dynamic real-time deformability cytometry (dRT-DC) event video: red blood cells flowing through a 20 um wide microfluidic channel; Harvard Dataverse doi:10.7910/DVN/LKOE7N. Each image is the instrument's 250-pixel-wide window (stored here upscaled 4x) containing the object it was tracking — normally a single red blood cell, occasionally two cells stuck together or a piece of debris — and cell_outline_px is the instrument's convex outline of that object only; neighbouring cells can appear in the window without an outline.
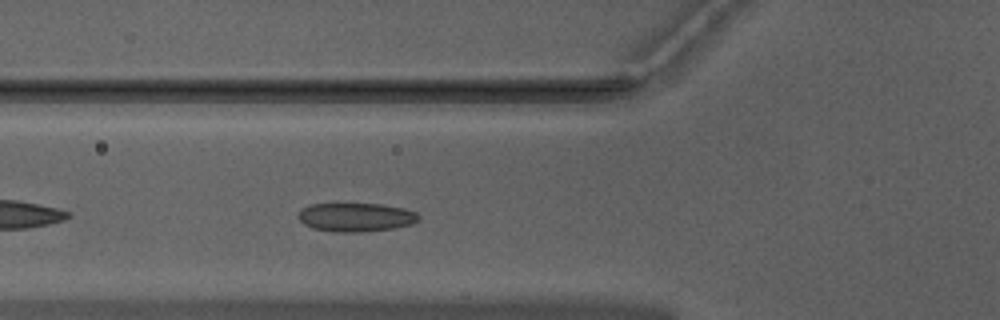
{"species": "Egyptian fruit bat (a non-hibernating species)", "species_latin": "Rousettus aegyptiacus", "temperature_condition": "warm", "stored_images_in_passage": 39, "camera_frame_rate_fps": 3000, "um_per_image_px": 0.085, "animal": {"sex": "male"}, "frame": {"image": 1, "passage_image": 5, "time_ms": 1.333, "image_size_px": [1000, 320], "cell_outline_px": [[420, 220], [412, 224], [396, 228], [364, 232], [336, 232], [312, 228], [304, 224], [296, 216], [300, 208], [308, 204], [384, 204], [404, 208], [416, 212], [420, 216]], "centroid_in_image_um": [30.25, 18.46], "position_along_channel_um": 95.5, "area_um2": 20.52}}
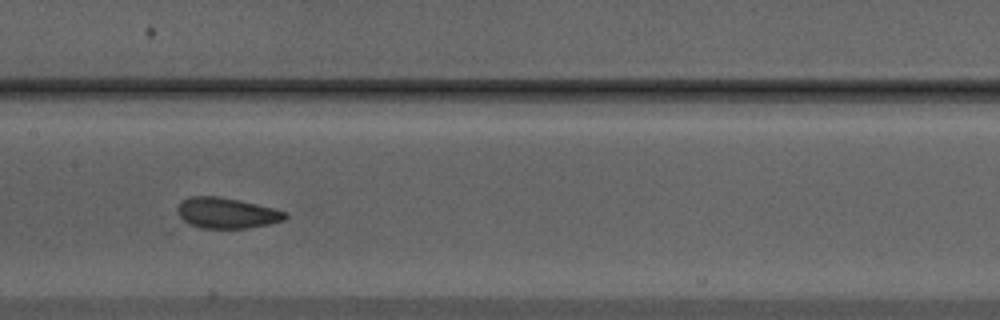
{"frame": {"image": 2, "passage_image": 12, "time_ms": 3.667, "image_size_px": [1000, 320], "cell_outline_px": [[288, 216], [284, 220], [268, 224], [248, 228], [200, 228], [188, 224], [180, 216], [176, 208], [188, 196], [216, 196], [240, 200], [276, 208], [288, 212]], "centroid_in_image_um": [19.3, 18.1], "position_along_channel_um": 188.1, "area_um2": 19.36}}
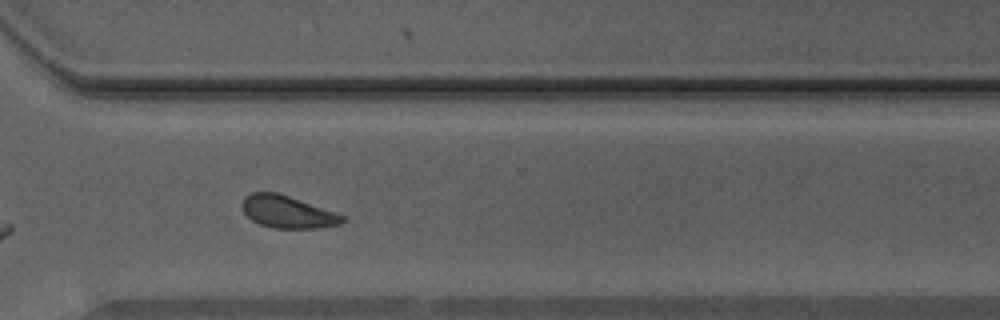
{"frame": {"image": 3, "passage_image": 24, "time_ms": 7.667, "image_size_px": [1000, 320], "cell_outline_px": [[348, 220], [340, 224], [320, 228], [276, 228], [260, 224], [252, 220], [244, 212], [240, 204], [244, 196], [252, 192], [276, 192], [336, 212], [344, 216]], "centroid_in_image_um": [24.44, 18.01], "position_along_channel_um": 346.2, "area_um2": 18.9}, "authors_computed_cell_mechanics": {"area_um2": 19.1318, "velocity_mm_per_s": 3.9569, "shape_relaxation_time_tau1_ms": 4.4591, "shape_relaxation_time_tau2_ms": 1.4561, "deformation_change_tau1": 0.1127, "deformation_change_tau2": 0.0597}}